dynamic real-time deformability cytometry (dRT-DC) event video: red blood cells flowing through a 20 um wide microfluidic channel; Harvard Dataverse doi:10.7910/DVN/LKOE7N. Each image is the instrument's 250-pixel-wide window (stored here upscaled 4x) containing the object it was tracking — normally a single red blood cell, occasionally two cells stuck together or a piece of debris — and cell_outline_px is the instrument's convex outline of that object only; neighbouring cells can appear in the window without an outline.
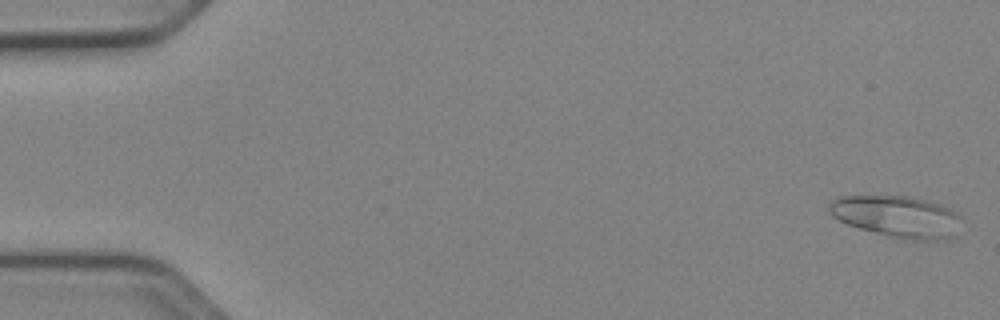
{"species": "Egyptian fruit bat (a non-hibernating species)", "species_latin": "Rousettus aegyptiacus", "temperature_condition": "cold", "stored_images_in_passage": 52, "camera_frame_rate_fps": 3000, "um_per_image_px": 0.085, "animal": {"sex": "female"}, "frame": {"image": 1, "passage_image": 2, "time_ms": 0.333, "image_size_px": [1000, 320], "cell_outline_px": [[960, 216], [952, 236], [944, 240], [908, 240], [860, 228], [848, 224], [832, 216], [828, 212], [828, 204], [832, 200], [840, 196], [912, 196], [948, 208], [956, 212]], "centroid_in_image_um": [76.19, 18.39], "position_along_channel_um": 8.8, "area_um2": 31.5}}
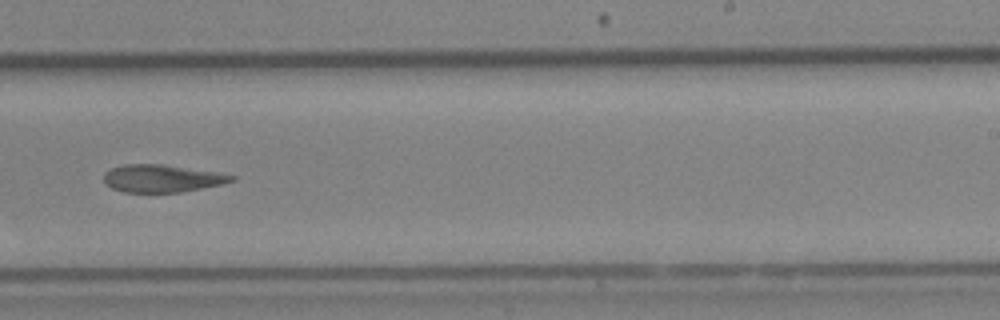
{"frame": {"image": 2, "passage_image": 33, "time_ms": 10.667, "image_size_px": [1000, 320], "cell_outline_px": [[236, 180], [224, 184], [180, 192], [124, 192], [112, 188], [104, 180], [104, 172], [112, 168], [124, 164], [160, 164], [216, 172], [236, 176]], "centroid_in_image_um": [13.79, 15.17], "position_along_channel_um": 275.2, "area_um2": 20.35}}
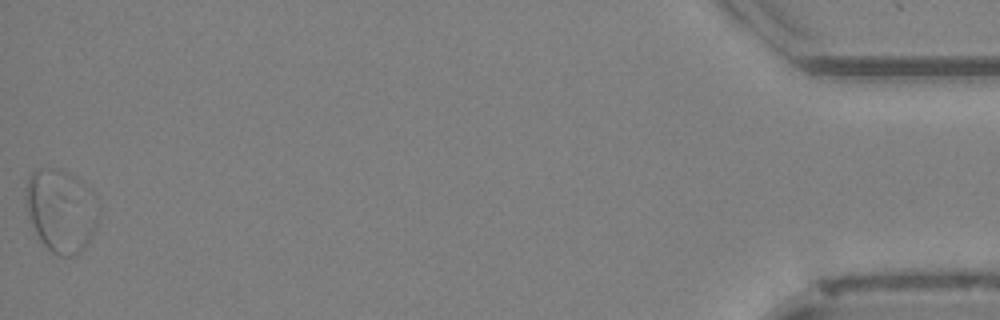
{"frame": {"image": 3, "passage_image": 52, "time_ms": 17.0, "image_size_px": [1000, 320], "cell_outline_px": [[96, 224], [84, 248], [76, 256], [60, 256], [52, 252], [40, 240], [28, 216], [24, 196], [24, 188], [32, 172], [36, 168], [52, 168], [76, 176], [96, 220]], "centroid_in_image_um": [5.01, 17.94], "position_along_channel_um": 430.2, "area_um2": 33.18}, "authors_computed_cell_mechanics": {"area_um2": 22.8888, "velocity_mm_per_s": 3.9215, "shape_relaxation_time_tau1_ms": null, "shape_relaxation_time_tau2_ms": 11.1655, "deformation_change_tau1": null, "deformation_change_tau2": 0.2292}}